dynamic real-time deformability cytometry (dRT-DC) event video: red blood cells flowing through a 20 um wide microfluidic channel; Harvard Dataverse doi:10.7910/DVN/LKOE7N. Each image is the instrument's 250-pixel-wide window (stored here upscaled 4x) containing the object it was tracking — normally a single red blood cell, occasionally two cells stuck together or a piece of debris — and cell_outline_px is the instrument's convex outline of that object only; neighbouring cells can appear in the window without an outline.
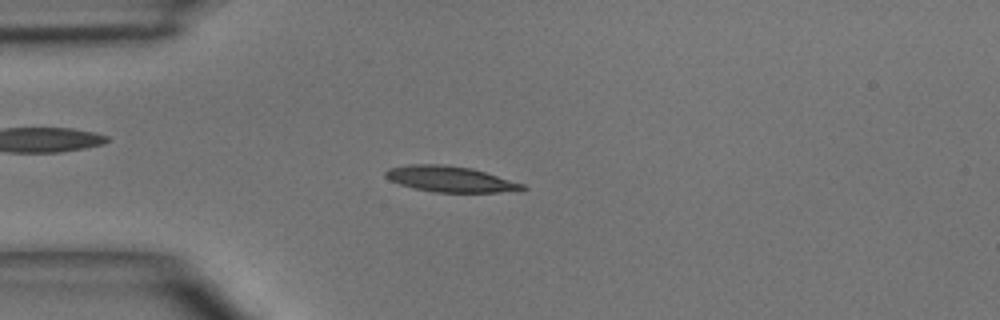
{"species": "common noctule bat (a hibernating species)", "species_latin": "Nyctalus noctula", "temperature_condition": "room temperature", "stored_images_in_passage": 2, "camera_frame_rate_fps": 3000, "um_per_image_px": 0.085, "animal": {"sex": "male", "body_mass_g": 15.6}, "frame": {"image": 1, "passage_image": 1, "time_ms": 0.0, "image_size_px": [1000, 320], "cell_outline_px": [[528, 188], [500, 192], [436, 192], [416, 188], [400, 184], [388, 180], [384, 176], [384, 172], [388, 168], [408, 164], [444, 164], [472, 168], [524, 184]], "centroid_in_image_um": [38.21, 15.2], "position_along_channel_um": 46.8, "area_um2": 20.46}}